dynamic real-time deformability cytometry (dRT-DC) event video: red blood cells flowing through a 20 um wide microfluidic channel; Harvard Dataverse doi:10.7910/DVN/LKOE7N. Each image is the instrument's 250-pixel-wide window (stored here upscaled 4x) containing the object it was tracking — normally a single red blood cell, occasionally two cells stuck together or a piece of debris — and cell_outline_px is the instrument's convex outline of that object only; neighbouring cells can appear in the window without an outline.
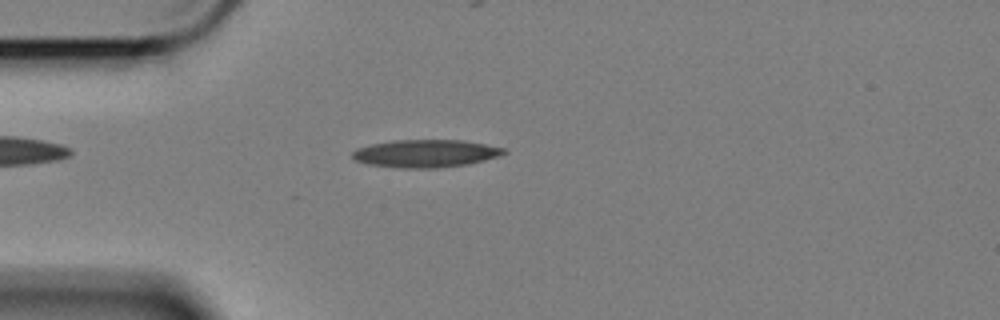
{"species": "Egyptian fruit bat (a non-hibernating species)", "species_latin": "Rousettus aegyptiacus", "temperature_condition": "cold", "stored_images_in_passage": 57, "camera_frame_rate_fps": 3000, "um_per_image_px": 0.085, "animal": {"sex": "female"}, "frame": {"image": 1, "passage_image": 14, "time_ms": 4.333, "image_size_px": [1000, 320], "cell_outline_px": [[508, 152], [500, 156], [468, 164], [436, 168], [400, 168], [368, 164], [356, 160], [352, 156], [352, 152], [356, 148], [372, 144], [392, 140], [464, 140], [504, 148]], "centroid_in_image_um": [36.19, 13.04], "position_along_channel_um": 48.8, "area_um2": 24.45}}
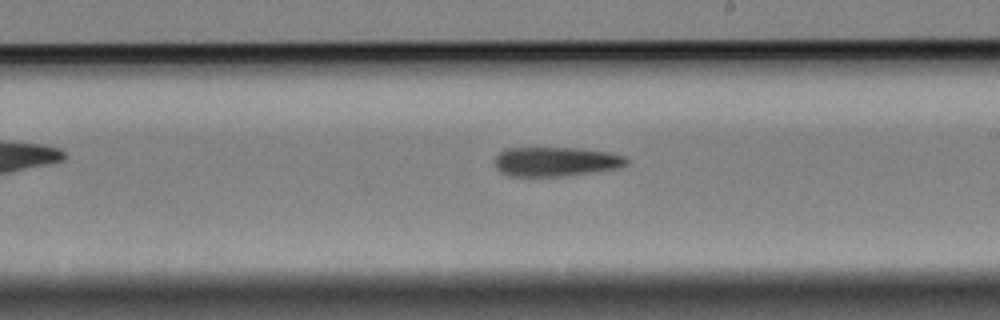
{"frame": {"image": 2, "passage_image": 32, "time_ms": 10.333, "image_size_px": [1000, 320], "cell_outline_px": [[628, 164], [620, 168], [560, 176], [512, 176], [500, 172], [496, 168], [496, 156], [504, 148], [576, 148], [608, 152], [624, 156], [628, 160]], "centroid_in_image_um": [47.24, 13.73], "position_along_channel_um": 241.8, "area_um2": 22.37}}
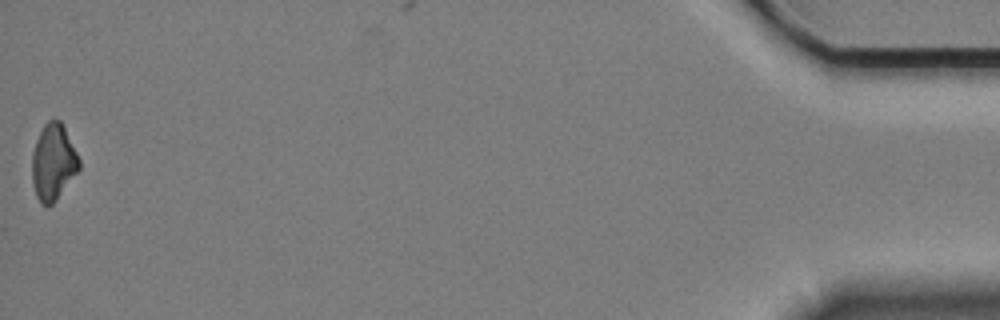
{"frame": {"image": 3, "passage_image": 57, "time_ms": 18.667, "image_size_px": [1000, 320], "cell_outline_px": [[80, 168], [56, 200], [52, 204], [40, 204], [36, 196], [32, 184], [32, 152], [36, 140], [44, 124], [48, 120], [60, 120], [64, 124], [80, 160]], "centroid_in_image_um": [4.52, 13.77], "position_along_channel_um": 430.7, "area_um2": 20.98}}